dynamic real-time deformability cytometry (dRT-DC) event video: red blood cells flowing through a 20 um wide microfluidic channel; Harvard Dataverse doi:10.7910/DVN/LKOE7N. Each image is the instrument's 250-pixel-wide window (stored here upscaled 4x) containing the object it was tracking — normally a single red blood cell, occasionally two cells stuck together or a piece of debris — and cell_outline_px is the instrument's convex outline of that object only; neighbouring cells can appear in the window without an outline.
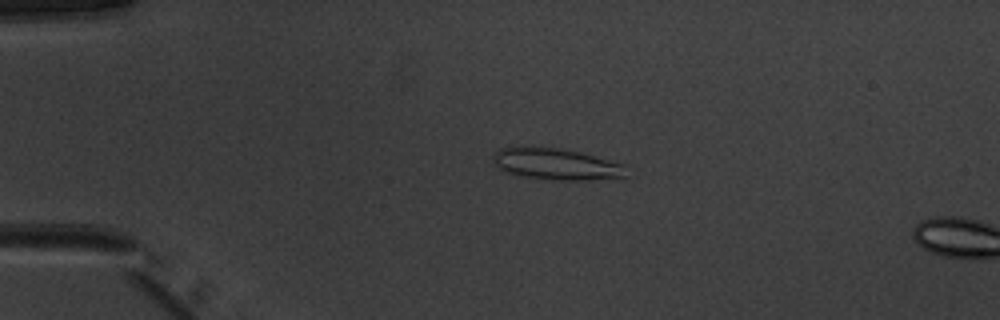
{"species": "common noctule bat (a hibernating species)", "species_latin": "Nyctalus noctula", "temperature_condition": "warm", "stored_images_in_passage": 11, "camera_frame_rate_fps": 3000, "um_per_image_px": 0.085, "animal": {"sex": "male", "body_mass_g": 20.1, "forearm_length_mm": 53.5}, "frame": {"image": 1, "passage_image": 8, "time_ms": 2.333, "image_size_px": [1000, 320], "cell_outline_px": [[628, 176], [588, 180], [556, 180], [520, 176], [504, 172], [492, 164], [492, 156], [500, 148], [524, 144], [560, 148], [580, 152], [624, 164]], "centroid_in_image_um": [47.18, 13.92], "position_along_channel_um": 37.8, "area_um2": 25.14}}